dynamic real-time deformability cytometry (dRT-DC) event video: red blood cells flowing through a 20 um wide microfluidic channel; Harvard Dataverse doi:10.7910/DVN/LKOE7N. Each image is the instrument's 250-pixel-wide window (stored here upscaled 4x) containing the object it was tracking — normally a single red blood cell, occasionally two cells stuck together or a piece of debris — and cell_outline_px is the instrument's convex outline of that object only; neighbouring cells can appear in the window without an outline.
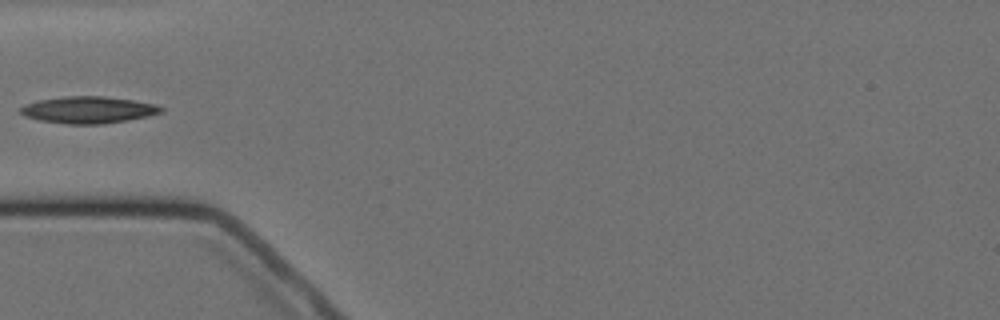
{"species": "Egyptian fruit bat (a non-hibernating species)", "species_latin": "Rousettus aegyptiacus", "temperature_condition": "cold", "stored_images_in_passage": 5, "camera_frame_rate_fps": 3000, "um_per_image_px": 0.085, "animal": {"sex": "female"}, "frame": {"image": 1, "passage_image": 5, "time_ms": 4.667, "image_size_px": [1000, 320], "cell_outline_px": [[164, 108], [160, 112], [148, 116], [128, 120], [104, 124], [64, 124], [40, 120], [24, 116], [20, 112], [20, 108], [24, 104], [40, 100], [64, 96], [104, 96], [132, 100], [156, 104]], "centroid_in_image_um": [7.49, 9.34], "position_along_channel_um": 77.5, "area_um2": 21.96}}